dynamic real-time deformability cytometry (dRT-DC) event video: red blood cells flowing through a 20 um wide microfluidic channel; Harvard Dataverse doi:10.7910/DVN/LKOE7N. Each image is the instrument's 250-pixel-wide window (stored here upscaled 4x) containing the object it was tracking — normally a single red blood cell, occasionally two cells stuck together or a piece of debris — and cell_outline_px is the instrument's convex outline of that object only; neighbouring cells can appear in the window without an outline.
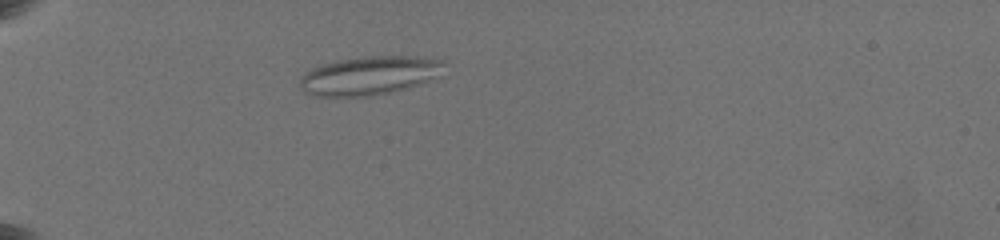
{"species": "common noctule bat (a hibernating species)", "species_latin": "Nyctalus noctula", "temperature_condition": "warm", "stored_images_in_passage": 26, "camera_frame_rate_fps": 3000, "um_per_image_px": 0.085, "animal": {"sex": "female", "body_mass_g": 19.5, "forearm_length_mm": 54.1}, "frame": {"image": 1, "passage_image": 1, "time_ms": 0.0, "image_size_px": [1000, 240], "cell_outline_px": [[444, 64], [432, 76], [416, 84], [404, 88], [388, 92], [364, 96], [316, 96], [308, 92], [300, 84], [300, 76], [304, 72], [312, 68], [324, 64], [340, 60], [360, 56], [416, 56], [444, 60]], "centroid_in_image_um": [31.31, 6.4], "position_along_channel_um": 53.7, "area_um2": 31.44}}
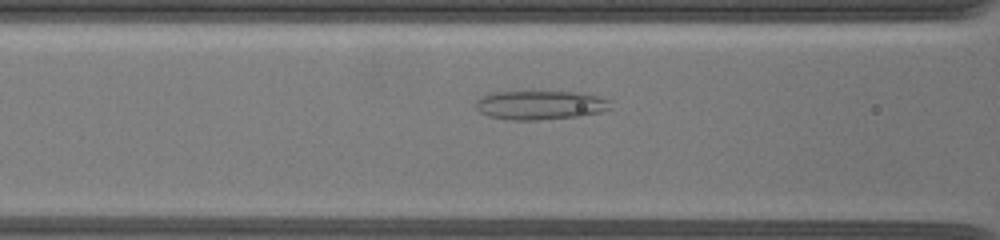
{"frame": {"image": 2, "passage_image": 16, "time_ms": 2.667, "image_size_px": [1000, 240], "cell_outline_px": [[612, 108], [600, 112], [580, 116], [536, 120], [512, 120], [488, 116], [480, 112], [476, 108], [476, 100], [480, 96], [492, 92], [576, 92], [600, 96], [612, 100]], "centroid_in_image_um": [45.95, 8.93], "position_along_channel_um": 120.7, "area_um2": 22.95}}
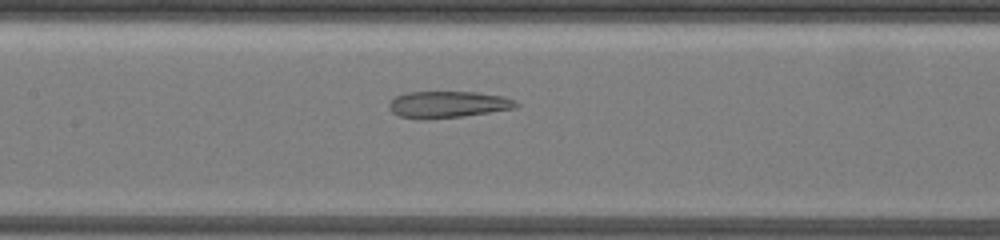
{"frame": {"image": 3, "passage_image": 24, "time_ms": 4.0, "image_size_px": [1000, 240], "cell_outline_px": [[520, 104], [516, 108], [464, 116], [424, 120], [420, 120], [400, 116], [392, 112], [388, 108], [388, 104], [396, 96], [404, 92], [480, 92], [504, 96], [516, 100]], "centroid_in_image_um": [38.08, 8.88], "position_along_channel_um": 169.3, "area_um2": 20.06}}